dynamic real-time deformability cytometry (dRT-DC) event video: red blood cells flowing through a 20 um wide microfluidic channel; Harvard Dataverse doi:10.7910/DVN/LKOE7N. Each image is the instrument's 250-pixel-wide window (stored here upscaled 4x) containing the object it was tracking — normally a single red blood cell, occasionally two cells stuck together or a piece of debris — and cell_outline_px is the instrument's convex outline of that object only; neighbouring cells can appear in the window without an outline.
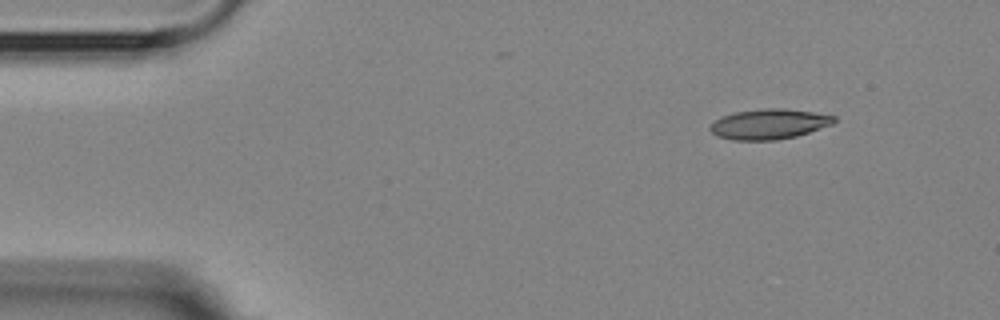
{"species": "Egyptian fruit bat (a non-hibernating species)", "species_latin": "Rousettus aegyptiacus", "temperature_condition": "room temperature", "stored_images_in_passage": 4, "camera_frame_rate_fps": 3000, "um_per_image_px": 0.085, "animal": {"sex": "female"}, "frame": {"image": 1, "passage_image": 1, "time_ms": 0.0, "image_size_px": [1000, 320], "cell_outline_px": [[836, 120], [832, 124], [796, 136], [776, 140], [732, 140], [716, 136], [708, 128], [716, 120], [724, 116], [736, 112], [768, 108], [784, 108], [812, 112], [836, 116]], "centroid_in_image_um": [65.37, 10.55], "position_along_channel_um": 19.6, "area_um2": 21.56}}